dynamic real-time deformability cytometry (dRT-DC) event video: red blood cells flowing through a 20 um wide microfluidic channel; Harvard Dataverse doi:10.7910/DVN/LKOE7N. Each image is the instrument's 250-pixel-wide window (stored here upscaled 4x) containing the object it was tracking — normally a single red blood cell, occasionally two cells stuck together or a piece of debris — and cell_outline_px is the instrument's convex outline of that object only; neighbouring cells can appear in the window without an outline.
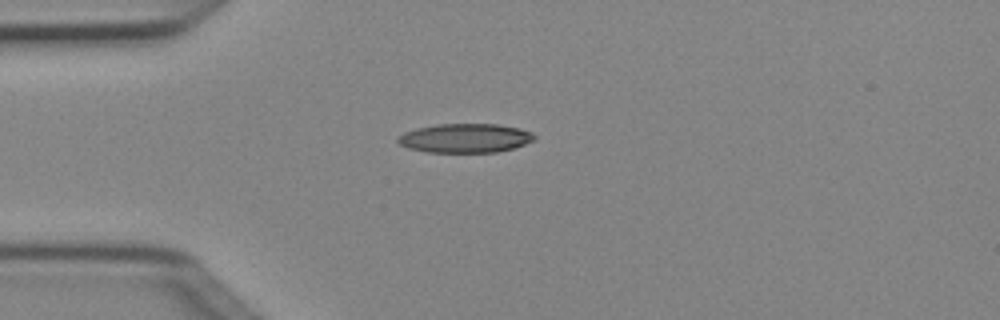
{"species": "Egyptian fruit bat (a non-hibernating species)", "species_latin": "Rousettus aegyptiacus", "temperature_condition": "cold", "stored_images_in_passage": 5, "camera_frame_rate_fps": 3000, "um_per_image_px": 0.085, "animal": {"sex": "female"}, "frame": {"image": 1, "passage_image": 5, "time_ms": 1.333, "image_size_px": [1000, 320], "cell_outline_px": [[536, 140], [512, 148], [496, 152], [428, 152], [408, 148], [400, 144], [396, 140], [404, 132], [416, 128], [436, 124], [496, 124], [520, 128], [532, 132], [536, 136]], "centroid_in_image_um": [39.55, 11.73], "position_along_channel_um": 45.4, "area_um2": 23.12}}